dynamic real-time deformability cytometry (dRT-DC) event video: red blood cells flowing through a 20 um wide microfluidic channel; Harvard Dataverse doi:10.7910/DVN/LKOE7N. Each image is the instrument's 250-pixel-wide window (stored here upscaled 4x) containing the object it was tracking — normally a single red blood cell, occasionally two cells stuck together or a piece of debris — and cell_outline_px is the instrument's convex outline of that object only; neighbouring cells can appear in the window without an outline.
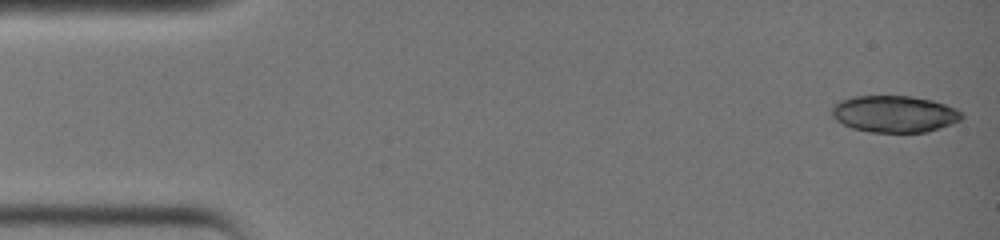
{"species": "common noctule bat (a hibernating species)", "species_latin": "Nyctalus noctula", "temperature_condition": "warm", "stored_images_in_passage": 6, "camera_frame_rate_fps": 3000, "um_per_image_px": 0.085, "animal": {"sex": "female", "body_mass_g": 19.0, "forearm_length_mm": 51.5}, "frame": {"image": 1, "passage_image": 1, "time_ms": 0.0, "image_size_px": [1000, 240], "cell_outline_px": [[964, 116], [960, 120], [924, 132], [872, 132], [856, 128], [844, 124], [832, 112], [832, 108], [836, 104], [844, 100], [856, 96], [908, 96], [932, 100], [944, 104], [960, 112]], "centroid_in_image_um": [76.05, 9.68], "position_along_channel_um": 9.0, "area_um2": 26.82}}